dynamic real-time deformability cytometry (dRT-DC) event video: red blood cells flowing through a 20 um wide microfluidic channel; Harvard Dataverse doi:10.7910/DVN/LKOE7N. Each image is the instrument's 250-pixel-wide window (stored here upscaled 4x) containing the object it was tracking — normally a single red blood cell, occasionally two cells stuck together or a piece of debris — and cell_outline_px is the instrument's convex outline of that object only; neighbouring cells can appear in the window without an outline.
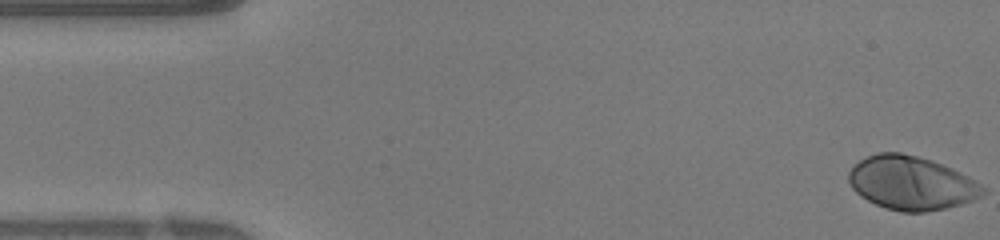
{"species": "human", "species_latin": "Homo sapiens", "temperature_condition": "warm", "stored_images_in_passage": 48, "camera_frame_rate_fps": 3000, "um_per_image_px": 0.085, "donor": {"sex": "female"}, "frame": {"image": 1, "passage_image": 1, "time_ms": 0.0, "image_size_px": [1000, 240], "cell_outline_px": [[964, 200], [956, 204], [940, 208], [920, 212], [904, 212], [888, 208], [876, 204], [868, 200], [848, 180], [848, 176], [852, 168], [860, 160], [868, 156], [880, 152], [896, 152], [928, 160], [940, 164], [956, 172], [960, 176]], "centroid_in_image_um": [77.02, 15.51], "position_along_channel_um": 8.0, "area_um2": 37.11}}
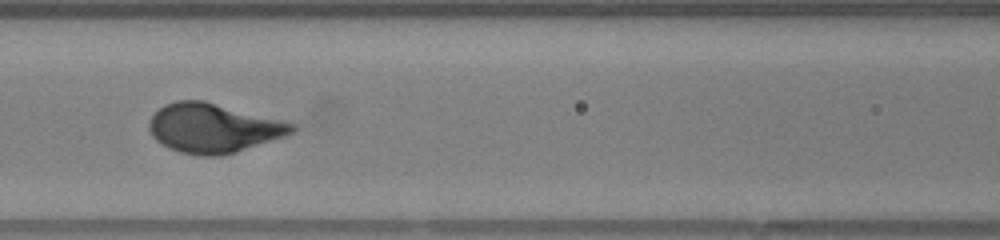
{"frame": {"image": 2, "passage_image": 20, "time_ms": 6.333, "image_size_px": [1000, 240], "cell_outline_px": [[296, 128], [280, 136], [232, 152], [184, 152], [172, 148], [164, 144], [152, 132], [152, 116], [160, 108], [168, 104], [180, 100], [200, 100], [292, 124]], "centroid_in_image_um": [18.07, 10.82], "position_along_channel_um": 148.5, "area_um2": 37.34}}
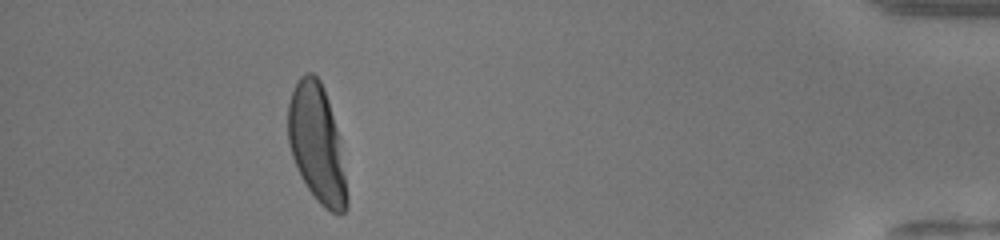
{"frame": {"image": 3, "passage_image": 43, "time_ms": 14.0, "image_size_px": [1000, 240], "cell_outline_px": [[344, 212], [332, 212], [308, 188], [292, 156], [288, 140], [288, 104], [292, 92], [296, 84], [308, 72], [312, 72], [320, 80], [332, 116], [336, 132], [344, 176]], "centroid_in_image_um": [26.85, 12.11], "position_along_channel_um": 408.3, "area_um2": 37.63}, "authors_computed_cell_mechanics": {"area_um2": 37.1654, "velocity_mm_per_s": 4.2176, "shape_relaxation_time_tau1_ms": 2.5553, "shape_relaxation_time_tau2_ms": null, "deformation_change_tau1": 0.201, "deformation_change_tau2": null}}